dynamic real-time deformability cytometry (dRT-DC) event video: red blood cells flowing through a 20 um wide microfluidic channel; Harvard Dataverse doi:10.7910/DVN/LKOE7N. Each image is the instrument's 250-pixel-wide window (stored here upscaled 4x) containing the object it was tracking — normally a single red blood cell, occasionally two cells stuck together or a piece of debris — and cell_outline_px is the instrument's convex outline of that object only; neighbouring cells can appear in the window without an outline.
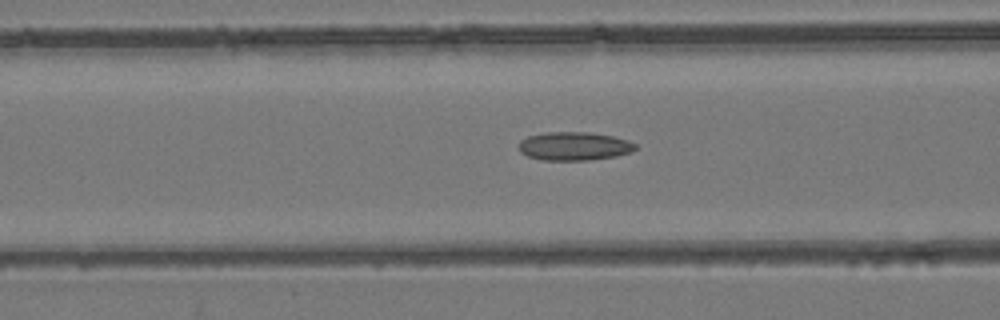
{"species": "common noctule bat (a hibernating species)", "species_latin": "Nyctalus noctula", "temperature_condition": "room temperature", "stored_images_in_passage": 48, "camera_frame_rate_fps": 3000, "um_per_image_px": 0.085, "animal": {"sex": "female", "body_mass_g": 24.6, "forearm_length_mm": 56.2}, "frame": {"image": 1, "passage_image": 16, "time_ms": 5.0, "image_size_px": [1000, 320], "cell_outline_px": [[636, 148], [632, 152], [616, 156], [588, 160], [540, 160], [528, 156], [520, 152], [520, 140], [528, 136], [548, 132], [588, 132], [612, 136], [628, 140], [636, 144]], "centroid_in_image_um": [48.81, 12.42], "position_along_channel_um": 117.8, "area_um2": 19.31}}
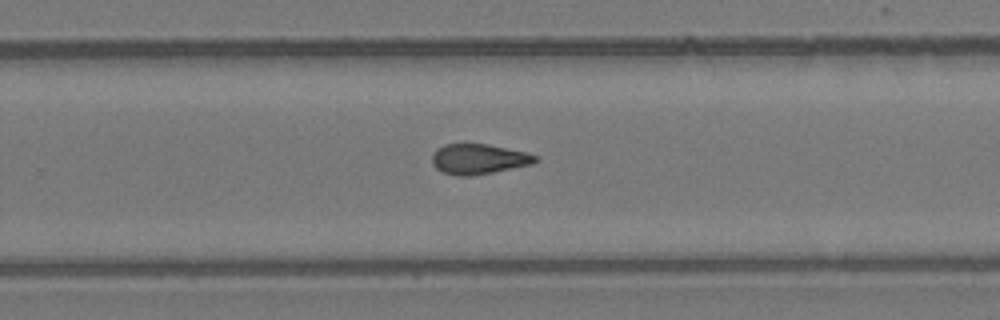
{"frame": {"image": 2, "passage_image": 29, "time_ms": 9.333, "image_size_px": [1000, 320], "cell_outline_px": [[540, 160], [532, 164], [492, 172], [468, 176], [456, 176], [444, 172], [436, 168], [432, 164], [432, 156], [436, 148], [444, 144], [488, 144], [524, 152], [536, 156]], "centroid_in_image_um": [40.65, 13.51], "position_along_channel_um": 289.1, "area_um2": 18.03}}
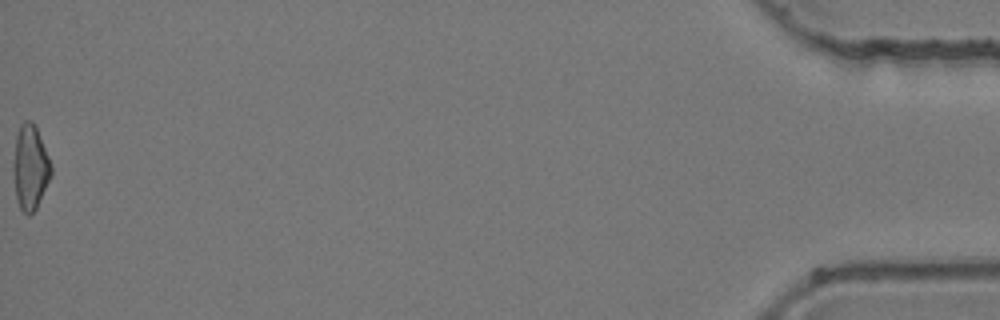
{"frame": {"image": 3, "passage_image": 48, "time_ms": 15.667, "image_size_px": [1000, 320], "cell_outline_px": [[52, 176], [36, 208], [28, 216], [20, 208], [16, 200], [12, 168], [16, 136], [20, 124], [24, 120], [32, 120], [36, 128], [48, 156], [52, 168]], "centroid_in_image_um": [2.55, 14.24], "position_along_channel_um": 432.6, "area_um2": 18.73}, "authors_computed_cell_mechanics": {"area_um2": 18.4093, "velocity_mm_per_s": 3.9601, "shape_relaxation_time_tau1_ms": null, "shape_relaxation_time_tau2_ms": 2.5815, "deformation_change_tau1": null, "deformation_change_tau2": 0.1052}}